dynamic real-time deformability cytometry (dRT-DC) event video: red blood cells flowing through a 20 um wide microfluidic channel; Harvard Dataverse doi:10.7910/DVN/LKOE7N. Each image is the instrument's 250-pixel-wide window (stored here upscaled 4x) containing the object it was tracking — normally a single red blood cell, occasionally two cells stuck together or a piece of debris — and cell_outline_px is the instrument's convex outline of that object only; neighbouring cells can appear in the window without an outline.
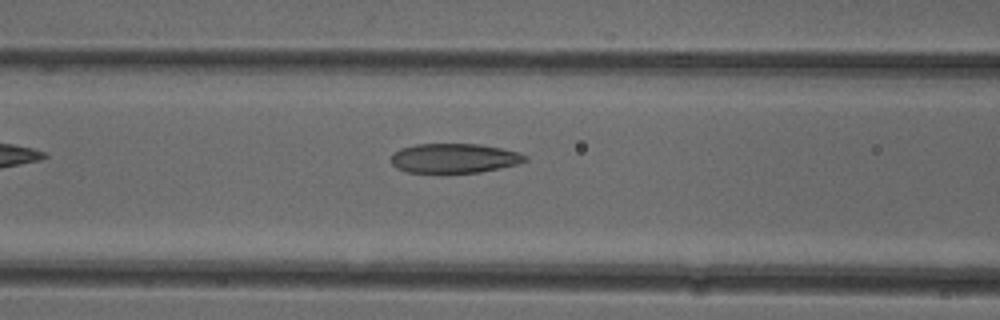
{"species": "common noctule bat (a hibernating species)", "species_latin": "Nyctalus noctula", "temperature_condition": "cold", "stored_images_in_passage": 33, "camera_frame_rate_fps": 3000, "um_per_image_px": 0.085, "animal": {"sex": "female"}, "frame": {"image": 1, "passage_image": 7, "time_ms": 2.0, "image_size_px": [1000, 320], "cell_outline_px": [[528, 160], [516, 164], [480, 172], [408, 172], [396, 168], [392, 164], [392, 152], [400, 148], [416, 144], [480, 144], [520, 152], [528, 156]], "centroid_in_image_um": [38.6, 13.43], "position_along_channel_um": 128.0, "area_um2": 22.95}}
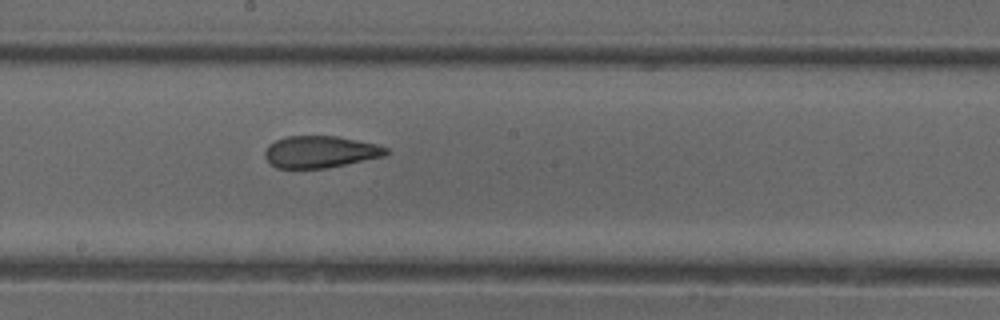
{"frame": {"image": 2, "passage_image": 14, "time_ms": 4.333, "image_size_px": [1000, 320], "cell_outline_px": [[388, 152], [384, 156], [328, 168], [276, 168], [264, 156], [264, 152], [268, 144], [276, 140], [288, 136], [336, 136], [376, 144], [388, 148]], "centroid_in_image_um": [27.21, 12.91], "position_along_channel_um": 221.0, "area_um2": 22.43}}
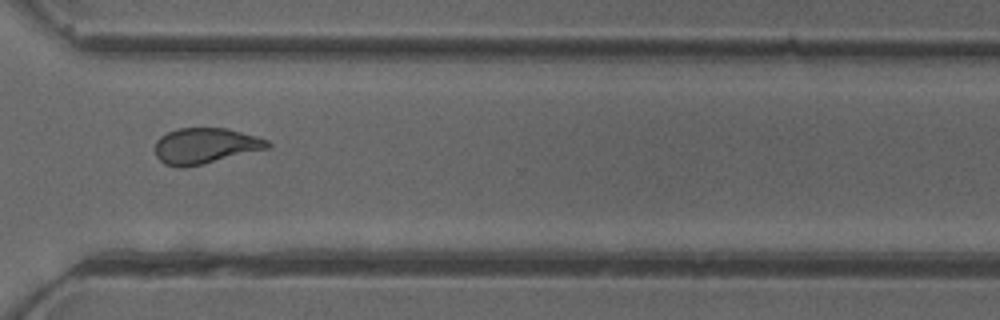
{"frame": {"image": 3, "passage_image": 24, "time_ms": 7.667, "image_size_px": [1000, 320], "cell_outline_px": [[272, 144], [268, 148], [184, 168], [180, 168], [164, 164], [156, 156], [156, 140], [160, 136], [176, 128], [228, 128], [256, 136], [268, 140]], "centroid_in_image_um": [17.42, 12.38], "position_along_channel_um": 353.2, "area_um2": 23.29}, "authors_computed_cell_mechanics": {"area_um2": 23.1778, "velocity_mm_per_s": 3.9843, "shape_relaxation_time_tau1_ms": 5.2588, "shape_relaxation_time_tau2_ms": 2.2767, "deformation_change_tau1": 0.159, "deformation_change_tau2": 0.0998}}